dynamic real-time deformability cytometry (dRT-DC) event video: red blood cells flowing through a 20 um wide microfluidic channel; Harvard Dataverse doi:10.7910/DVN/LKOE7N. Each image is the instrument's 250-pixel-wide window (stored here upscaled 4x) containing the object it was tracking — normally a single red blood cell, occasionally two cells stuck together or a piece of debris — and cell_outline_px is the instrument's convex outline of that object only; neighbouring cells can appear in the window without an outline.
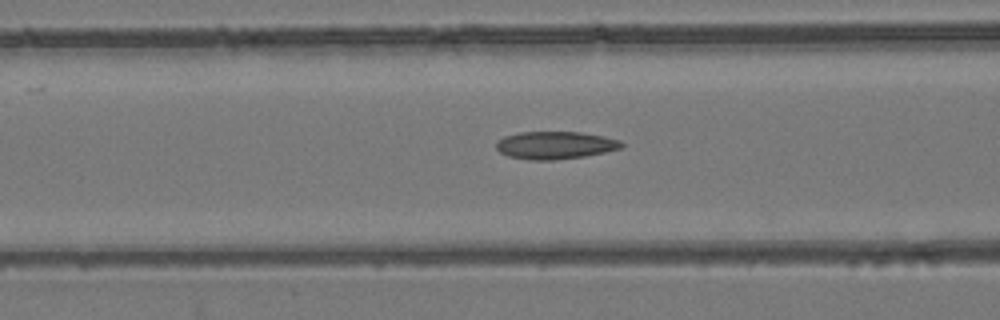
{"species": "common noctule bat (a hibernating species)", "species_latin": "Nyctalus noctula", "temperature_condition": "room temperature", "stored_images_in_passage": 37, "camera_frame_rate_fps": 3000, "um_per_image_px": 0.085, "animal": {"sex": "female", "body_mass_g": 24.6, "forearm_length_mm": 56.2}, "frame": {"image": 1, "passage_image": 5, "time_ms": 1.333, "image_size_px": [1000, 320], "cell_outline_px": [[624, 148], [584, 156], [556, 160], [528, 160], [508, 156], [500, 152], [496, 148], [496, 140], [504, 136], [520, 132], [580, 132], [604, 136], [620, 140], [624, 144]], "centroid_in_image_um": [47.19, 12.34], "position_along_channel_um": 119.4, "area_um2": 20.35}}
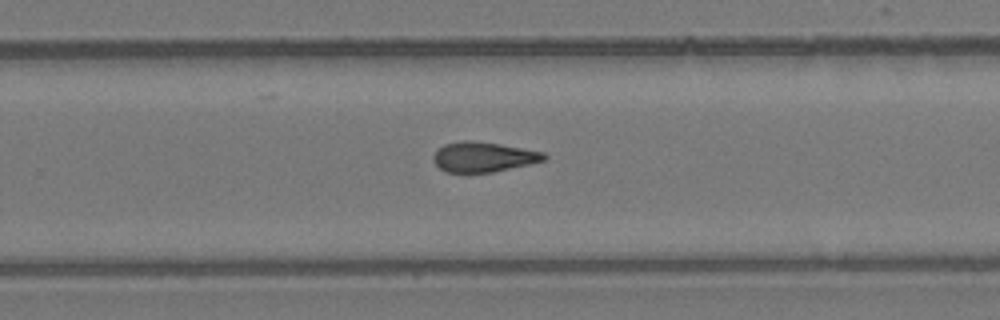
{"frame": {"image": 2, "passage_image": 18, "time_ms": 5.667, "image_size_px": [1000, 320], "cell_outline_px": [[548, 156], [544, 160], [528, 164], [492, 172], [444, 172], [436, 164], [432, 156], [444, 144], [464, 140], [468, 140], [500, 144], [544, 152]], "centroid_in_image_um": [41.08, 13.33], "position_along_channel_um": 288.7, "area_um2": 19.07}}
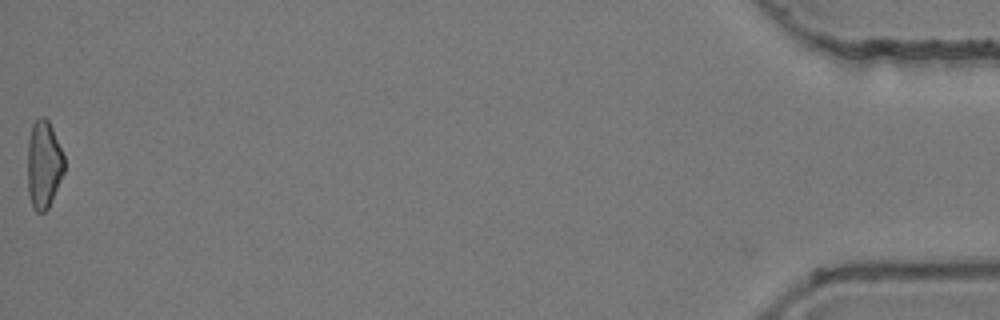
{"frame": {"image": 3, "passage_image": 37, "time_ms": 12.0, "image_size_px": [1000, 320], "cell_outline_px": [[64, 172], [52, 200], [48, 208], [44, 212], [36, 212], [32, 208], [28, 192], [28, 140], [32, 124], [40, 116], [44, 116], [48, 120], [52, 128], [64, 156]], "centroid_in_image_um": [3.71, 13.99], "position_along_channel_um": 431.5, "area_um2": 18.79}, "authors_computed_cell_mechanics": {"area_um2": 19.4786, "velocity_mm_per_s": 3.913, "shape_relaxation_time_tau1_ms": null, "shape_relaxation_time_tau2_ms": 4.7154, "deformation_change_tau1": null, "deformation_change_tau2": 0.1317}}